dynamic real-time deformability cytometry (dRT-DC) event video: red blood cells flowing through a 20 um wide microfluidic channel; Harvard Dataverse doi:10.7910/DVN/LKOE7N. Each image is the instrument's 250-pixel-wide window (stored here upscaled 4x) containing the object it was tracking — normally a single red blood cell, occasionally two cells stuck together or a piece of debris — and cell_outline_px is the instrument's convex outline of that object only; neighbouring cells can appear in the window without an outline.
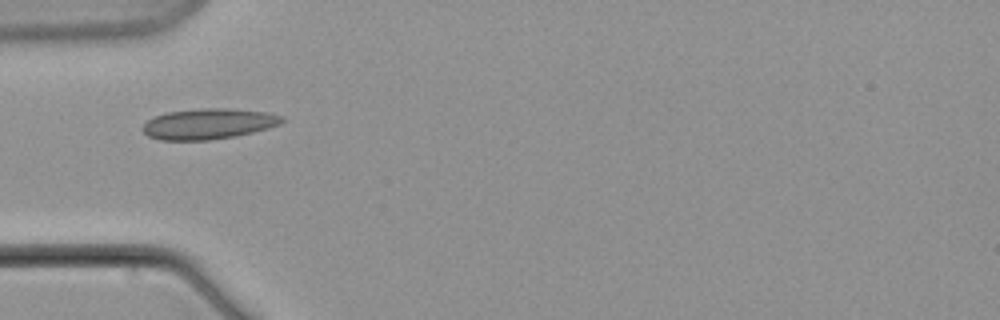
{"species": "common noctule bat (a hibernating species)", "species_latin": "Nyctalus noctula", "temperature_condition": "warm", "stored_images_in_passage": 4, "camera_frame_rate_fps": 3000, "um_per_image_px": 0.085, "animal": {"sex": "male", "body_mass_g": 21.5, "forearm_length_mm": 52.0}, "frame": {"image": 1, "passage_image": 1, "time_ms": 0.0, "image_size_px": [1000, 320], "cell_outline_px": [[284, 120], [280, 124], [268, 128], [236, 136], [208, 140], [160, 140], [148, 136], [140, 128], [148, 120], [156, 116], [168, 112], [200, 108], [228, 108], [268, 112], [284, 116]], "centroid_in_image_um": [17.73, 10.52], "position_along_channel_um": 67.3, "area_um2": 24.91}}
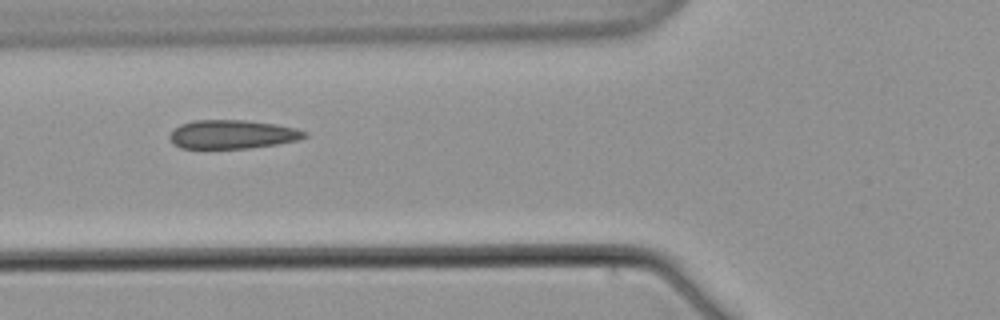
{"frame": {"image": 2, "passage_image": 2, "time_ms": 1.333, "image_size_px": [1000, 320], "cell_outline_px": [[308, 136], [300, 140], [276, 144], [248, 148], [180, 148], [172, 144], [168, 136], [180, 124], [192, 120], [244, 120], [276, 124], [296, 128], [308, 132]], "centroid_in_image_um": [19.76, 11.42], "position_along_channel_um": 106.0, "area_um2": 22.72}}